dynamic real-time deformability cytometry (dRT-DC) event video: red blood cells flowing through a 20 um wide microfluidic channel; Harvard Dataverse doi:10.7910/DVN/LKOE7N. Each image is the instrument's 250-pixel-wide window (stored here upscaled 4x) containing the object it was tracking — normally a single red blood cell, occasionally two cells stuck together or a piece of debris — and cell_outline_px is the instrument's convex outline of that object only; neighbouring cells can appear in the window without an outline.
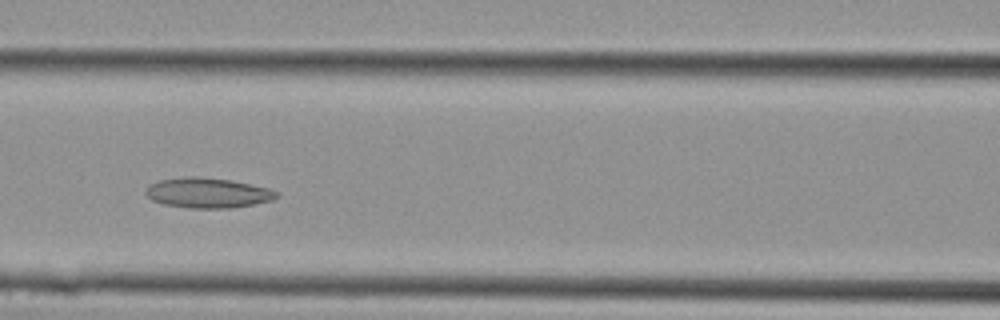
{"species": "Egyptian fruit bat (a non-hibernating species)", "species_latin": "Rousettus aegyptiacus", "temperature_condition": "cold", "stored_images_in_passage": 25, "camera_frame_rate_fps": 3000, "um_per_image_px": 0.085, "animal": {"sex": "female"}, "frame": {"image": 1, "passage_image": 8, "time_ms": 2.333, "image_size_px": [1000, 320], "cell_outline_px": [[280, 196], [272, 200], [252, 204], [228, 208], [192, 208], [164, 204], [152, 200], [144, 192], [148, 184], [160, 180], [184, 176], [196, 176], [232, 180], [268, 188], [280, 192]], "centroid_in_image_um": [17.65, 16.38], "position_along_channel_um": 148.9, "area_um2": 23.0}}
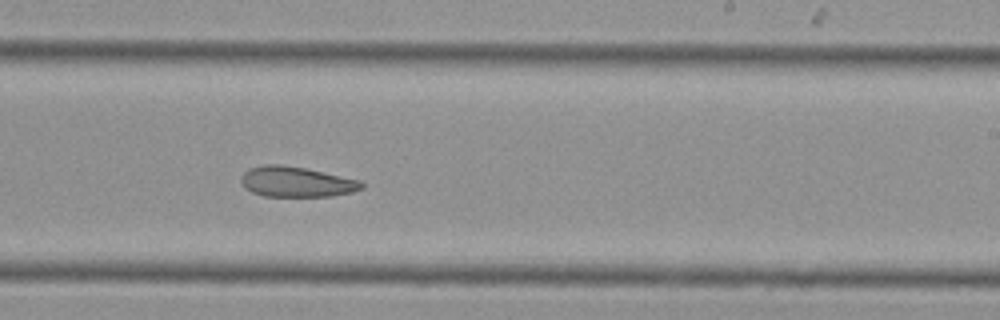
{"frame": {"image": 2, "passage_image": 13, "time_ms": 4.0, "image_size_px": [1000, 320], "cell_outline_px": [[364, 188], [352, 192], [332, 196], [264, 196], [252, 192], [244, 188], [240, 180], [240, 176], [248, 168], [264, 164], [280, 164], [304, 168], [360, 180], [364, 184]], "centroid_in_image_um": [25.16, 15.45], "position_along_channel_um": 263.8, "area_um2": 21.39}}
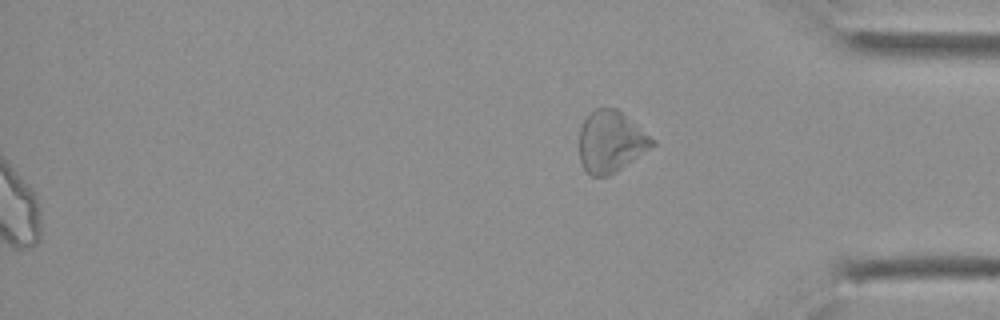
{"frame": {"image": 3, "passage_image": 25, "time_ms": 8.0, "image_size_px": [1000, 320], "cell_outline_px": [[656, 144], [616, 172], [608, 176], [592, 176], [584, 168], [580, 160], [580, 128], [584, 120], [596, 108], [616, 108], [656, 140]], "centroid_in_image_um": [51.93, 12.05], "position_along_channel_um": 383.3, "area_um2": 25.84}}